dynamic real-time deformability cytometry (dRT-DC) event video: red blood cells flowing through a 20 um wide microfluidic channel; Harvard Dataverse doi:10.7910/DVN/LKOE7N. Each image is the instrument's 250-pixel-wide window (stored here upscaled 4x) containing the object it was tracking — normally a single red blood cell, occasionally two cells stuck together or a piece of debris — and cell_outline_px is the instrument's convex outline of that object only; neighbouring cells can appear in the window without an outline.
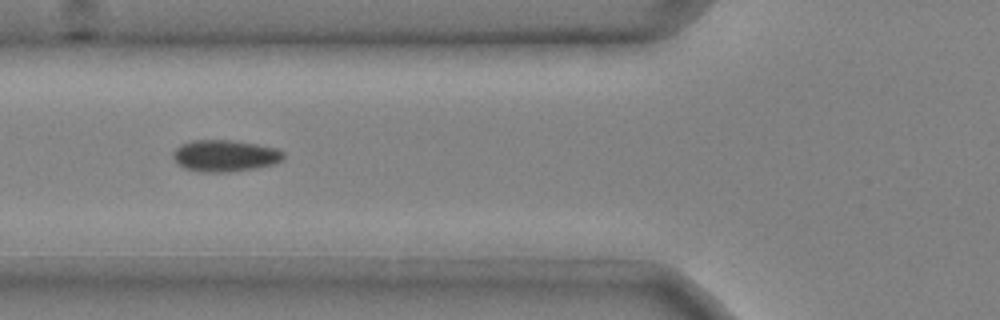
{"species": "common noctule bat (a hibernating species)", "species_latin": "Nyctalus noctula", "temperature_condition": "cold", "stored_images_in_passage": 15, "camera_frame_rate_fps": 3000, "um_per_image_px": 0.085, "animal": {"sex": "male", "body_mass_g": 20.4}, "frame": {"image": 1, "passage_image": 7, "time_ms": 2.0, "image_size_px": [1000, 320], "cell_outline_px": [[284, 160], [272, 164], [256, 168], [228, 172], [204, 172], [184, 168], [172, 156], [172, 152], [180, 144], [192, 140], [232, 140], [256, 144], [276, 148], [284, 152]], "centroid_in_image_um": [19.13, 13.23], "position_along_channel_um": 106.7, "area_um2": 20.35}}
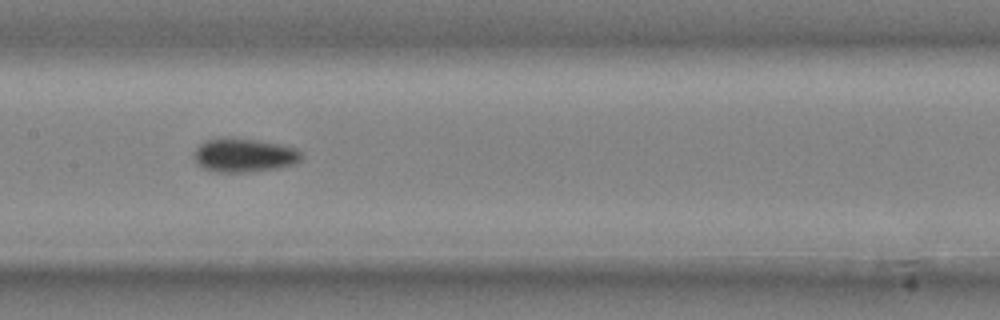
{"frame": {"image": 2, "passage_image": 13, "time_ms": 4.0, "image_size_px": [1000, 320], "cell_outline_px": [[304, 156], [300, 160], [292, 164], [276, 168], [240, 172], [216, 172], [204, 168], [196, 160], [192, 152], [204, 140], [224, 136], [256, 140], [296, 148]], "centroid_in_image_um": [20.7, 13.17], "position_along_channel_um": 186.7, "area_um2": 20.98}}